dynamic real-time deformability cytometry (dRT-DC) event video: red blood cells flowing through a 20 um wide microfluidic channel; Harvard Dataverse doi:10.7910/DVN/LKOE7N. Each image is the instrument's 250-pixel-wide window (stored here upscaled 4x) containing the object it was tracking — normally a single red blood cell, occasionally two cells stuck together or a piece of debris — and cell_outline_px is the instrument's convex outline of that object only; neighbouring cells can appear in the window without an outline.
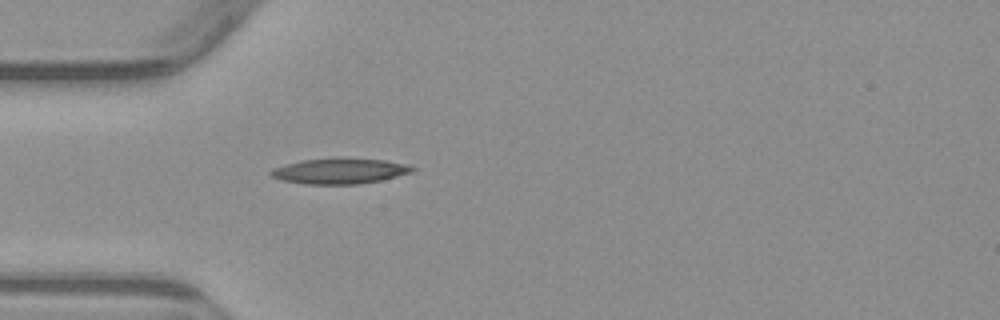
{"species": "common noctule bat (a hibernating species)", "species_latin": "Nyctalus noctula", "temperature_condition": "warm", "stored_images_in_passage": 1, "camera_frame_rate_fps": 3000, "um_per_image_px": 0.085, "animal": {"sex": "male", "body_mass_g": 23.1, "forearm_length_mm": 52.7}, "frame": {"image": 1, "passage_image": 1, "time_ms": 0.0, "image_size_px": [1000, 320], "cell_outline_px": [[416, 168], [412, 172], [380, 180], [360, 184], [304, 184], [280, 180], [272, 176], [268, 172], [272, 168], [284, 164], [300, 160], [336, 156], [340, 156], [384, 160], [408, 164]], "centroid_in_image_um": [28.83, 14.51], "position_along_channel_um": 56.2, "area_um2": 21.68}}